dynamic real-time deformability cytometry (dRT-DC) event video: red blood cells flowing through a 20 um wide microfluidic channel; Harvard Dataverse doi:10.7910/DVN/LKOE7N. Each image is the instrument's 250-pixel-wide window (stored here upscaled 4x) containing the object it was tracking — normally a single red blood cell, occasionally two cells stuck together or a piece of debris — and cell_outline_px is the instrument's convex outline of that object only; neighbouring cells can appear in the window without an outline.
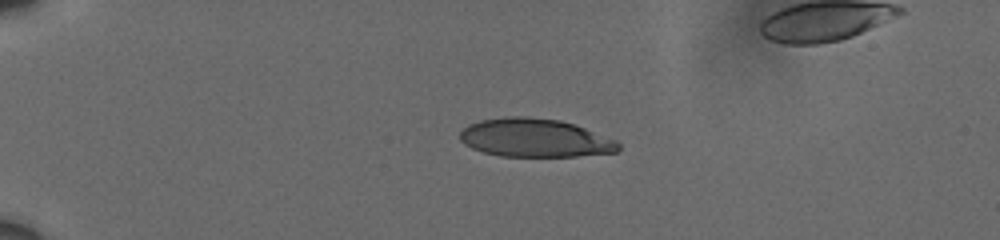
{"species": "human", "species_latin": "Homo sapiens", "temperature_condition": "cold", "stored_images_in_passage": 45, "camera_frame_rate_fps": 3000, "um_per_image_px": 0.085, "donor": {"sex": "male"}, "frame": {"image": 1, "passage_image": 1, "time_ms": 0.0, "image_size_px": [1000, 240], "cell_outline_px": [[620, 148], [616, 152], [576, 156], [500, 156], [484, 152], [472, 148], [464, 144], [460, 140], [460, 132], [468, 124], [480, 120], [504, 116], [528, 116], [560, 120], [584, 128], [616, 140], [620, 144]], "centroid_in_image_um": [45.44, 11.71], "position_along_channel_um": 39.6, "area_um2": 35.43}}
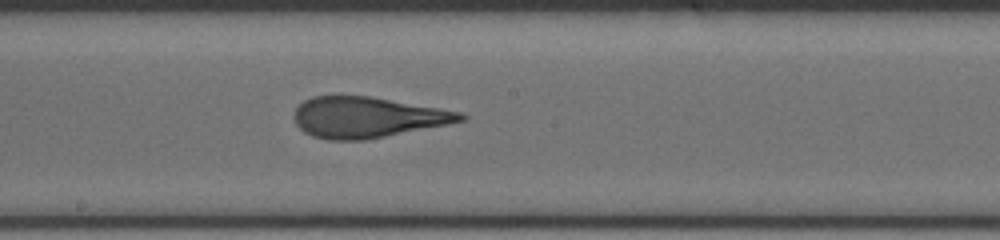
{"frame": {"image": 2, "passage_image": 21, "time_ms": 6.667, "image_size_px": [1000, 240], "cell_outline_px": [[468, 116], [464, 120], [364, 140], [328, 140], [312, 136], [304, 132], [296, 124], [292, 116], [296, 108], [304, 100], [312, 96], [368, 96], [460, 112]], "centroid_in_image_um": [31.12, 9.97], "position_along_channel_um": 217.1, "area_um2": 38.84}}
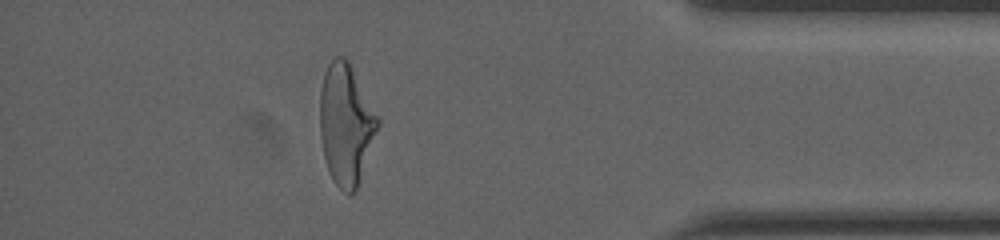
{"frame": {"image": 3, "passage_image": 39, "time_ms": 12.667, "image_size_px": [1000, 240], "cell_outline_px": [[380, 124], [356, 188], [348, 196], [332, 180], [328, 172], [324, 156], [320, 136], [320, 92], [324, 72], [328, 64], [336, 56], [344, 56], [348, 60], [380, 120]], "centroid_in_image_um": [29.38, 10.55], "position_along_channel_um": 405.8, "area_um2": 40.4}}